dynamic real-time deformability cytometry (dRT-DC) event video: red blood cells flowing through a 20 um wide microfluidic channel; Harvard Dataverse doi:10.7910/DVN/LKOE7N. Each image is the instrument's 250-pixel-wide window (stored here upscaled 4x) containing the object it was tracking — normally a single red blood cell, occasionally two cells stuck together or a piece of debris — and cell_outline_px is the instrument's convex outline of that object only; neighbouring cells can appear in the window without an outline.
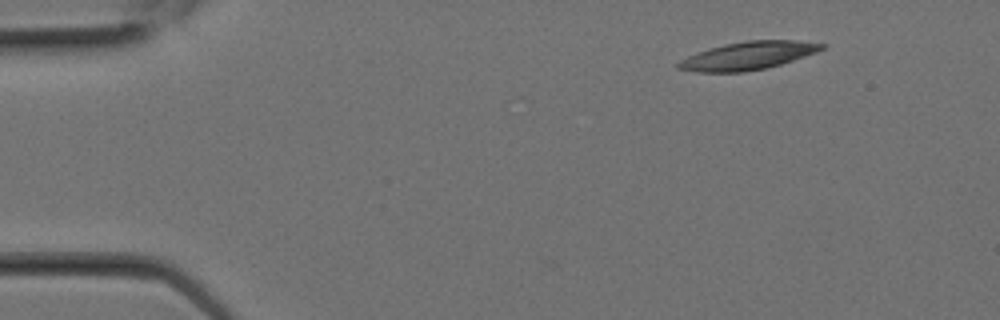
{"species": "Egyptian fruit bat (a non-hibernating species)", "species_latin": "Rousettus aegyptiacus", "temperature_condition": "room temperature", "stored_images_in_passage": 3, "camera_frame_rate_fps": 3000, "um_per_image_px": 0.085, "animal": {"sex": "female"}, "frame": {"image": 1, "passage_image": 3, "time_ms": 0.667, "image_size_px": [1000, 320], "cell_outline_px": [[828, 44], [824, 48], [816, 52], [768, 68], [744, 72], [696, 72], [676, 68], [676, 64], [680, 60], [688, 56], [708, 48], [724, 44], [748, 40], [796, 40]], "centroid_in_image_um": [63.56, 4.73], "position_along_channel_um": 21.4, "area_um2": 23.41}}